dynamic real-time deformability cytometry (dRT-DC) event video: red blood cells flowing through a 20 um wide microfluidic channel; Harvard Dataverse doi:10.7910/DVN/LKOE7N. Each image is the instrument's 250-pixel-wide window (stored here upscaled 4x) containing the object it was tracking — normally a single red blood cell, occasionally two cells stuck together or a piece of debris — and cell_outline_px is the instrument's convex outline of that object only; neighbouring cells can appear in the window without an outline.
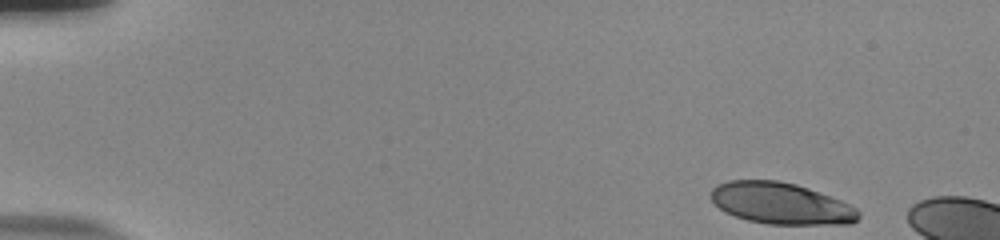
{"species": "human", "species_latin": "Homo sapiens", "temperature_condition": "room temperature", "stored_images_in_passage": 10, "camera_frame_rate_fps": 3000, "um_per_image_px": 0.085, "donor": {"sex": "male"}, "frame": {"image": 1, "passage_image": 1, "time_ms": 0.0, "image_size_px": [1000, 240], "cell_outline_px": [[860, 216], [852, 224], [768, 224], [748, 220], [724, 212], [708, 196], [712, 188], [716, 184], [728, 180], [776, 180], [796, 184], [808, 188], [840, 200], [856, 208], [860, 212]], "centroid_in_image_um": [66.35, 17.28], "position_along_channel_um": 18.6, "area_um2": 35.72}}